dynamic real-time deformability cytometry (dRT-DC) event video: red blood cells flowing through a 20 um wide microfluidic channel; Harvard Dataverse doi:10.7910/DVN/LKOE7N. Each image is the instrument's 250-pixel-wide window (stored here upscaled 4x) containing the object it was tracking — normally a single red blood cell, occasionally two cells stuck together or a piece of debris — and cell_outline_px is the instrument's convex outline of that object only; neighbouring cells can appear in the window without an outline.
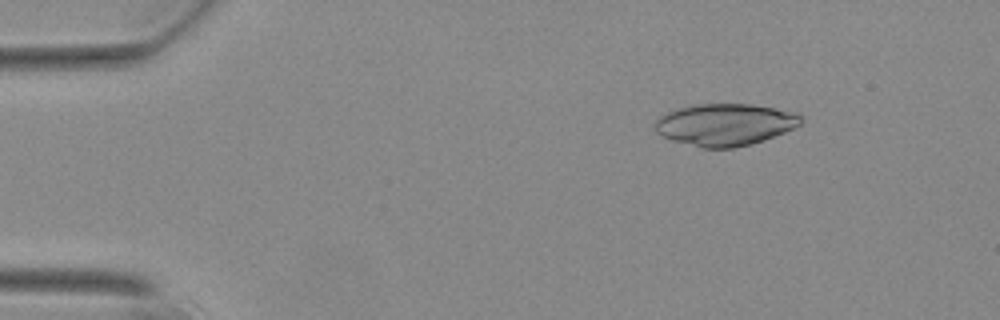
{"species": "Egyptian fruit bat (a non-hibernating species)", "species_latin": "Rousettus aegyptiacus", "temperature_condition": "warm", "stored_images_in_passage": 49, "camera_frame_rate_fps": 3000, "um_per_image_px": 0.085, "animal": {"sex": "female"}, "frame": {"image": 1, "passage_image": 8, "time_ms": 2.333, "image_size_px": [1000, 320], "cell_outline_px": [[804, 120], [800, 124], [784, 132], [764, 140], [752, 144], [732, 148], [704, 148], [672, 140], [660, 136], [656, 132], [656, 120], [660, 116], [676, 108], [692, 104], [752, 104], [796, 112]], "centroid_in_image_um": [61.62, 10.58], "position_along_channel_um": 23.4, "area_um2": 35.72}}
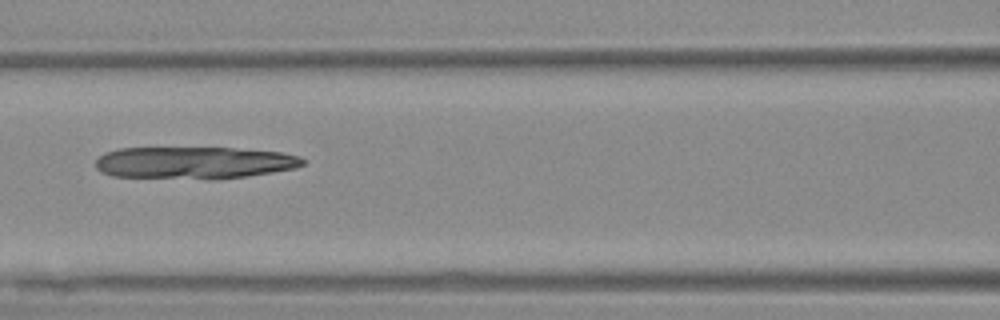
{"frame": {"image": 2, "passage_image": 25, "time_ms": 8.0, "image_size_px": [1000, 320], "cell_outline_px": [[304, 164], [296, 168], [272, 172], [244, 176], [112, 176], [100, 172], [96, 168], [96, 160], [104, 152], [120, 148], [232, 148], [284, 152], [300, 156], [304, 160]], "centroid_in_image_um": [16.51, 13.77], "position_along_channel_um": 150.1, "area_um2": 37.28}}
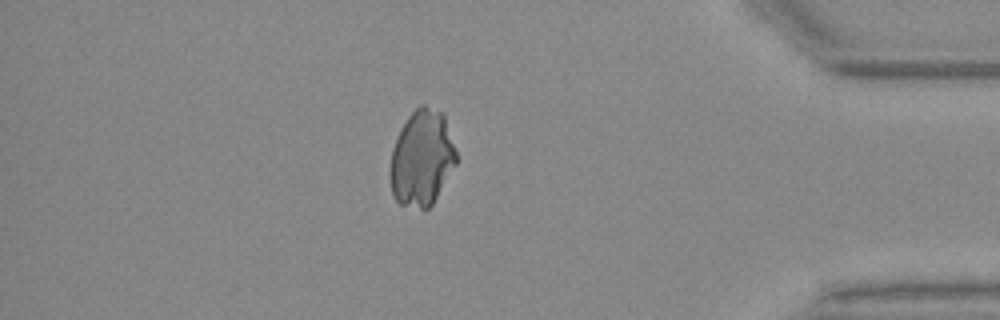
{"frame": {"image": 3, "passage_image": 48, "time_ms": 15.667, "image_size_px": [1000, 320], "cell_outline_px": [[456, 164], [432, 204], [428, 208], [420, 208], [400, 204], [396, 200], [392, 192], [388, 172], [392, 148], [400, 128], [408, 116], [420, 104], [424, 104], [444, 112], [456, 152]], "centroid_in_image_um": [35.84, 13.41], "position_along_channel_um": 399.4, "area_um2": 37.17}}